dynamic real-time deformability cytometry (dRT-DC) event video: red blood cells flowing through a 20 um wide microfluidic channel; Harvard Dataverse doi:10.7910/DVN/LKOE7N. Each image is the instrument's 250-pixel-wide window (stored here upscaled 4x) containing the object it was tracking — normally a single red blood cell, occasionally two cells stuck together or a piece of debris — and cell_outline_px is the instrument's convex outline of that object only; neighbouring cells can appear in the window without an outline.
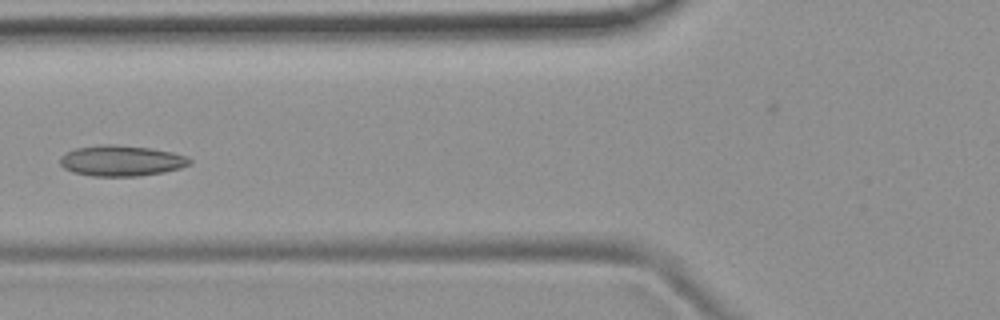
{"species": "common noctule bat (a hibernating species)", "species_latin": "Nyctalus noctula", "temperature_condition": "room temperature", "stored_images_in_passage": 7, "camera_frame_rate_fps": 3000, "um_per_image_px": 0.085, "animal": {"sex": "female", "body_mass_g": 19.9}, "frame": {"image": 1, "passage_image": 3, "time_ms": 2.667, "image_size_px": [1000, 320], "cell_outline_px": [[192, 164], [180, 168], [164, 172], [140, 176], [92, 176], [72, 172], [64, 168], [60, 164], [60, 156], [76, 148], [108, 144], [116, 144], [152, 148], [172, 152], [188, 156], [192, 160]], "centroid_in_image_um": [10.35, 13.66], "position_along_channel_um": 115.4, "area_um2": 23.35}}
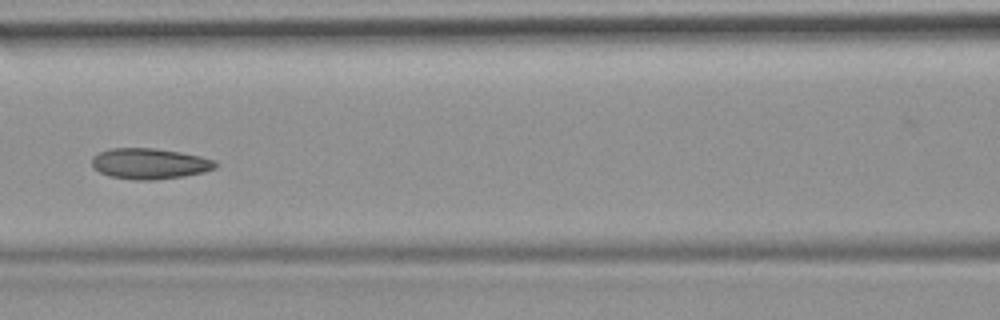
{"frame": {"image": 2, "passage_image": 4, "time_ms": 3.667, "image_size_px": [1000, 320], "cell_outline_px": [[220, 164], [216, 168], [204, 172], [184, 176], [152, 180], [136, 180], [108, 176], [92, 168], [92, 156], [100, 152], [112, 148], [156, 148], [180, 152], [200, 156], [216, 160]], "centroid_in_image_um": [12.74, 13.91], "position_along_channel_um": 153.9, "area_um2": 22.37}}
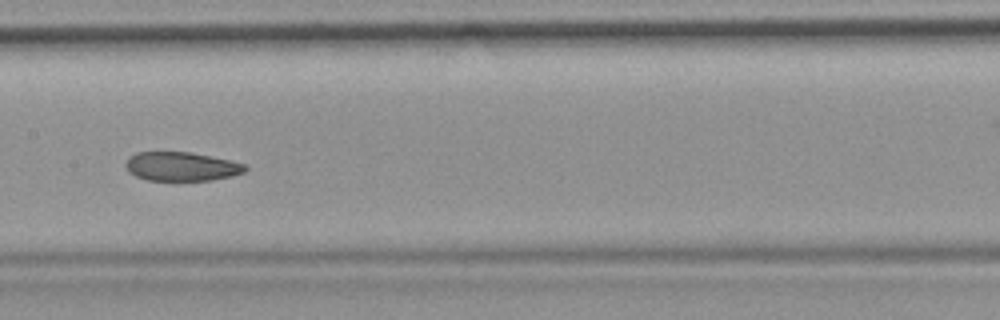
{"frame": {"image": 3, "passage_image": 5, "time_ms": 4.667, "image_size_px": [1000, 320], "cell_outline_px": [[248, 168], [244, 172], [232, 176], [212, 180], [148, 180], [136, 176], [128, 172], [124, 164], [128, 156], [136, 152], [192, 152], [228, 160], [244, 164]], "centroid_in_image_um": [15.38, 14.14], "position_along_channel_um": 192.0, "area_um2": 20.17}}